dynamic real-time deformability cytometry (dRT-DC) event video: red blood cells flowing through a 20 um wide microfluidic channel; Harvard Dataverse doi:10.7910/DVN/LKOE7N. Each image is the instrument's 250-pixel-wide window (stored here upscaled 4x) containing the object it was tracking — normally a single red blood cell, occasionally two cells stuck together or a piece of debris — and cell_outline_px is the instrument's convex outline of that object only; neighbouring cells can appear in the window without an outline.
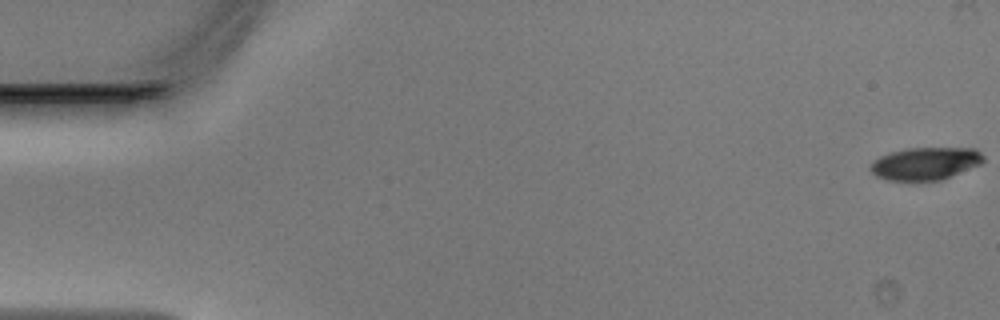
{"species": "Egyptian fruit bat (a non-hibernating species)", "species_latin": "Rousettus aegyptiacus", "temperature_condition": "warm", "stored_images_in_passage": 49, "camera_frame_rate_fps": 3000, "um_per_image_px": 0.085, "animal": {"sex": "male"}, "frame": {"image": 1, "passage_image": 1, "time_ms": 0.0, "image_size_px": [1000, 320], "cell_outline_px": [[984, 160], [980, 164], [940, 180], [888, 180], [876, 176], [868, 168], [872, 160], [880, 156], [904, 148], [976, 148], [984, 156]], "centroid_in_image_um": [78.63, 13.88], "position_along_channel_um": 6.4, "area_um2": 21.39}}
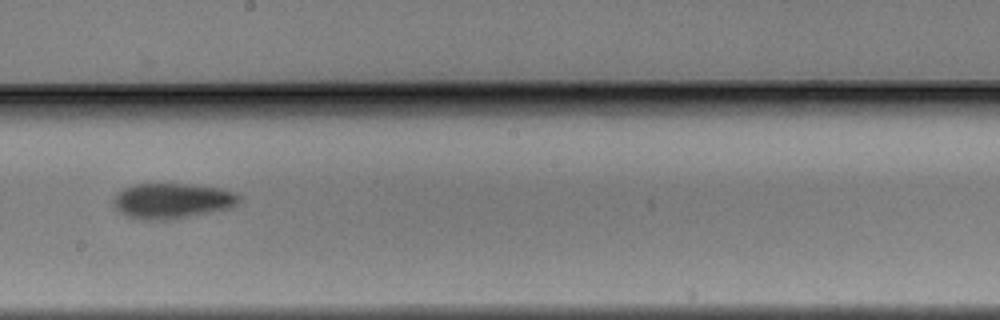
{"frame": {"image": 2, "passage_image": 28, "time_ms": 9.0, "image_size_px": [1000, 320], "cell_outline_px": [[240, 200], [236, 204], [224, 208], [188, 216], [168, 220], [144, 220], [128, 216], [120, 212], [112, 204], [112, 200], [124, 188], [136, 184], [192, 184], [220, 188], [236, 192], [240, 196]], "centroid_in_image_um": [14.6, 17.06], "position_along_channel_um": 233.6, "area_um2": 25.49}}
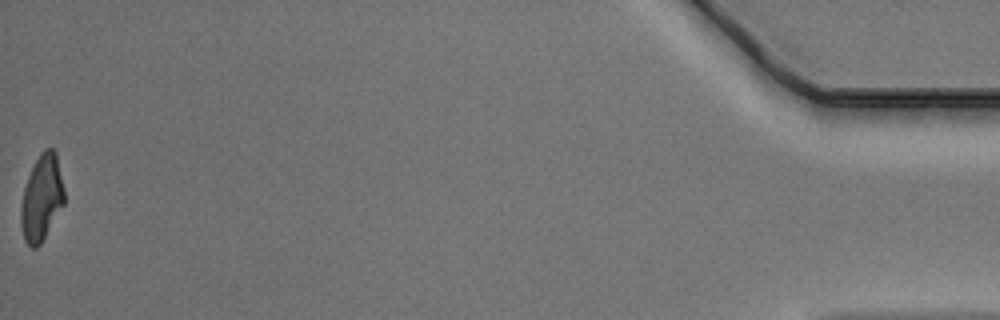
{"frame": {"image": 3, "passage_image": 49, "time_ms": 16.0, "image_size_px": [1000, 320], "cell_outline_px": [[64, 204], [40, 244], [36, 248], [32, 248], [24, 240], [20, 224], [20, 208], [24, 188], [28, 176], [40, 152], [44, 148], [52, 148], [56, 152], [64, 188]], "centroid_in_image_um": [3.53, 16.82], "position_along_channel_um": 431.7, "area_um2": 21.68}}